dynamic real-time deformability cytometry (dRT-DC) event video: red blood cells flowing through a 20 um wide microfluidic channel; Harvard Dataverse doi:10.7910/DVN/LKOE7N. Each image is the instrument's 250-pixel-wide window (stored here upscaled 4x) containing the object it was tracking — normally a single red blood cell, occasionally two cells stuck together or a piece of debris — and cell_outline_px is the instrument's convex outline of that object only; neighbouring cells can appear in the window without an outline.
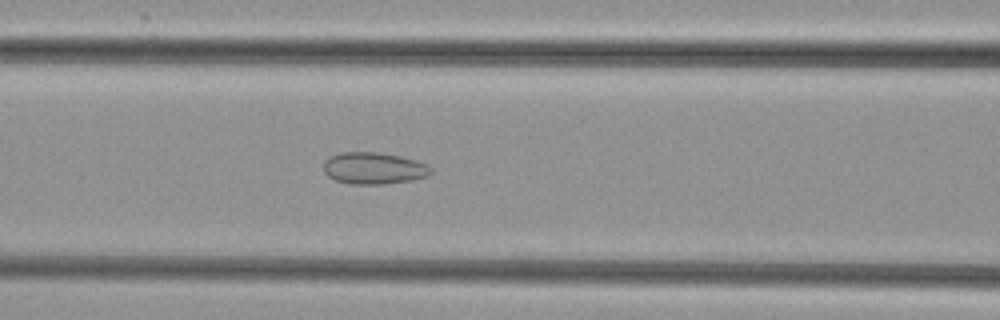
{"species": "common noctule bat (a hibernating species)", "species_latin": "Nyctalus noctula", "temperature_condition": "cold", "stored_images_in_passage": 52, "camera_frame_rate_fps": 3000, "um_per_image_px": 0.085, "animal": {"sex": "female", "body_mass_g": 29.2, "forearm_length_mm": 56.3}, "frame": {"image": 1, "passage_image": 22, "time_ms": 7.0, "image_size_px": [1000, 320], "cell_outline_px": [[432, 172], [428, 176], [412, 180], [380, 184], [352, 184], [336, 180], [328, 176], [324, 172], [324, 160], [340, 152], [376, 152], [400, 156], [416, 160], [428, 164], [432, 168]], "centroid_in_image_um": [31.79, 14.29], "position_along_channel_um": 134.8, "area_um2": 19.88}}
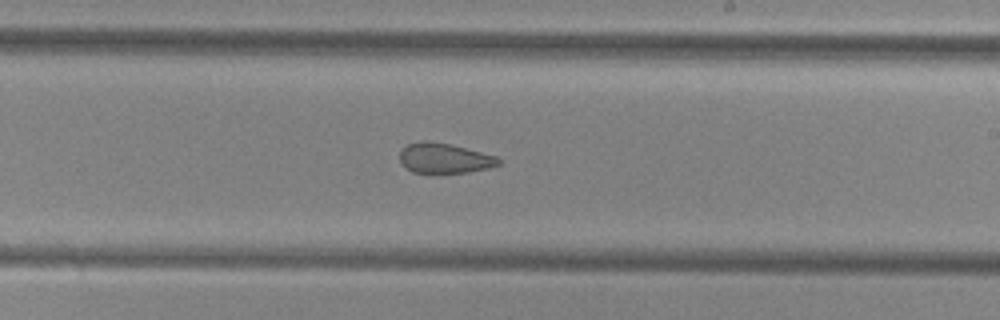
{"frame": {"image": 2, "passage_image": 31, "time_ms": 10.0, "image_size_px": [1000, 320], "cell_outline_px": [[500, 164], [492, 168], [468, 172], [412, 172], [400, 160], [400, 152], [408, 144], [424, 140], [428, 140], [448, 144], [496, 156], [500, 160]], "centroid_in_image_um": [37.8, 13.45], "position_along_channel_um": 251.2, "area_um2": 16.94}}
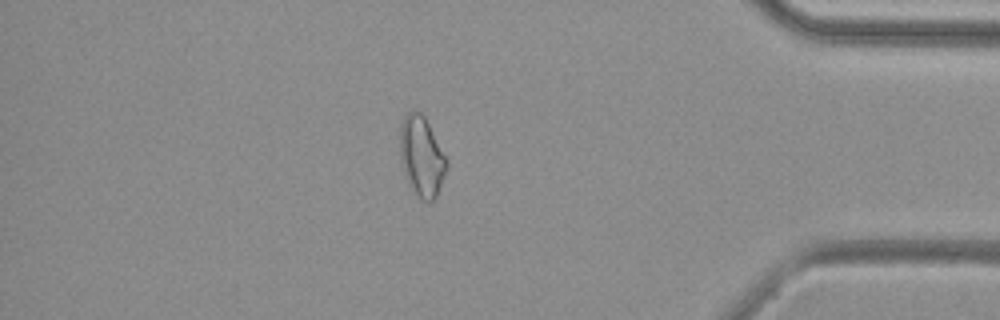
{"frame": {"image": 3, "passage_image": 45, "time_ms": 14.667, "image_size_px": [1000, 320], "cell_outline_px": [[448, 168], [436, 196], [428, 204], [420, 200], [412, 192], [408, 184], [400, 160], [400, 128], [404, 116], [412, 108], [420, 112], [424, 116], [448, 160]], "centroid_in_image_um": [35.83, 13.33], "position_along_channel_um": 399.4, "area_um2": 22.14}}